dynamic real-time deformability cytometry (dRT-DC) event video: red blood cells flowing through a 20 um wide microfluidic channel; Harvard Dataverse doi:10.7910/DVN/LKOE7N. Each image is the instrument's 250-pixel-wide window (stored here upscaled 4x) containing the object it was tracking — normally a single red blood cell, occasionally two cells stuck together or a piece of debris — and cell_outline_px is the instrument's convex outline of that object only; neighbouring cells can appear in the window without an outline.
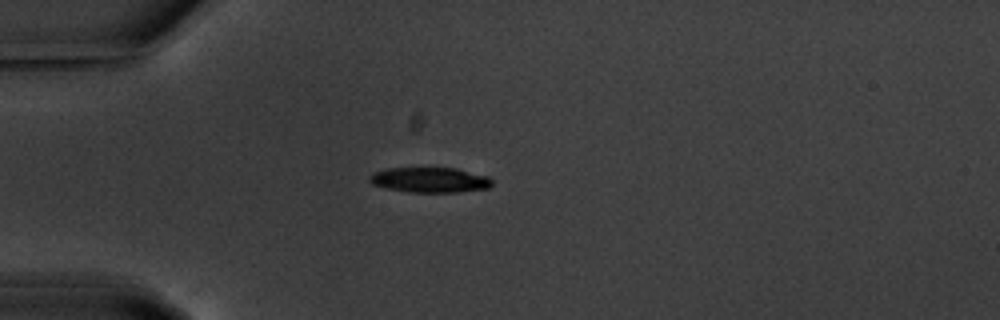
{"species": "common noctule bat (a hibernating species)", "species_latin": "Nyctalus noctula", "temperature_condition": "warm", "stored_images_in_passage": 42, "camera_frame_rate_fps": 3000, "um_per_image_px": 0.085, "animal": {"sex": "male", "body_mass_g": 20.1, "forearm_length_mm": 53.5}, "frame": {"image": 1, "passage_image": 1, "time_ms": 0.0, "image_size_px": [1000, 320], "cell_outline_px": [[492, 184], [488, 188], [456, 192], [408, 192], [384, 188], [372, 184], [368, 180], [368, 176], [372, 172], [384, 168], [456, 168], [488, 176], [492, 180]], "centroid_in_image_um": [36.48, 15.29], "position_along_channel_um": 48.5, "area_um2": 18.15}}
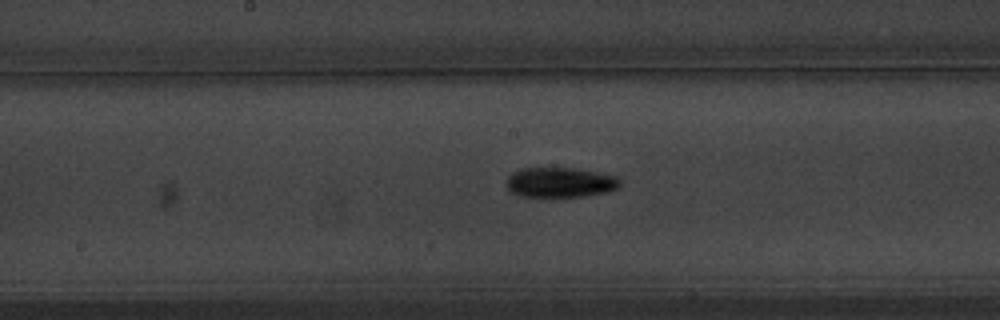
{"frame": {"image": 2, "passage_image": 15, "time_ms": 4.667, "image_size_px": [1000, 320], "cell_outline_px": [[620, 188], [608, 192], [584, 196], [552, 200], [520, 196], [508, 192], [508, 176], [512, 172], [520, 168], [576, 168], [616, 176], [620, 180]], "centroid_in_image_um": [47.59, 15.56], "position_along_channel_um": 200.6, "area_um2": 20.81}}
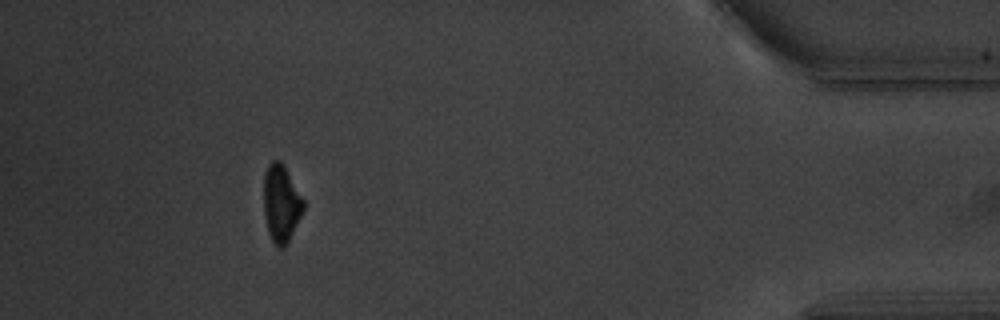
{"frame": {"image": 3, "passage_image": 37, "time_ms": 12.0, "image_size_px": [1000, 320], "cell_outline_px": [[304, 208], [284, 248], [280, 248], [272, 240], [268, 232], [264, 212], [264, 172], [268, 164], [272, 160], [280, 160], [304, 200]], "centroid_in_image_um": [23.88, 17.26], "position_along_channel_um": 411.3, "area_um2": 17.46}, "authors_computed_cell_mechanics": {"area_um2": 18.8428, "velocity_mm_per_s": 3.6031, "shape_relaxation_time_tau1_ms": 2.4746, "shape_relaxation_time_tau2_ms": null, "deformation_change_tau1": 0.1318, "deformation_change_tau2": null}}